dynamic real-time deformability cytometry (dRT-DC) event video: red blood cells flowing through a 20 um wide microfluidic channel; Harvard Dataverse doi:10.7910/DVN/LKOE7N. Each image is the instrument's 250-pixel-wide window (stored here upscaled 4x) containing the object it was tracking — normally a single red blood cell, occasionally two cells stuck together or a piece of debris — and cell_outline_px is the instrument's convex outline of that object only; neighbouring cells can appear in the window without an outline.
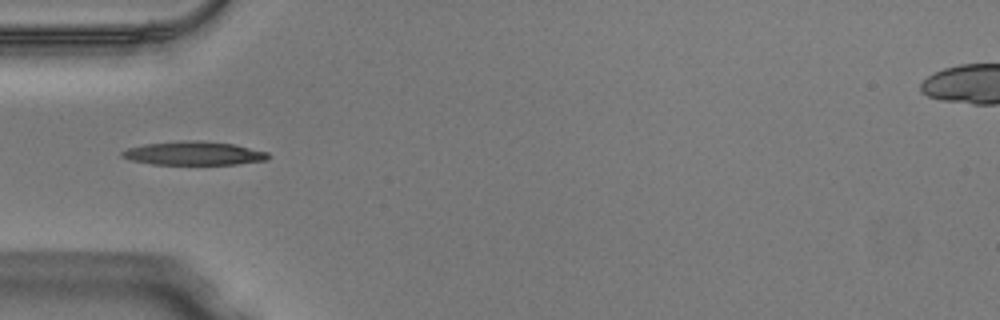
{"species": "Egyptian fruit bat (a non-hibernating species)", "species_latin": "Rousettus aegyptiacus", "temperature_condition": "warm", "stored_images_in_passage": 34, "camera_frame_rate_fps": 3000, "um_per_image_px": 0.085, "animal": {"sex": "male"}, "frame": {"image": 1, "passage_image": 1, "time_ms": 0.0, "image_size_px": [1000, 320], "cell_outline_px": [[268, 160], [236, 164], [152, 164], [128, 160], [120, 156], [120, 152], [128, 148], [144, 144], [188, 140], [200, 140], [232, 144], [268, 152]], "centroid_in_image_um": [16.42, 13.03], "position_along_channel_um": 68.6, "area_um2": 20.06}}
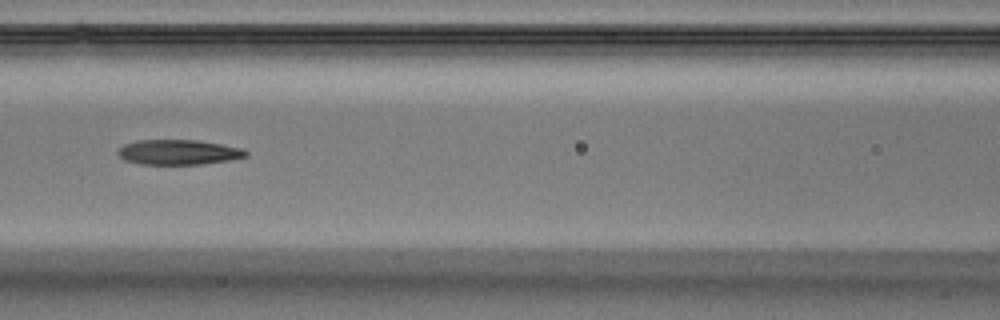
{"frame": {"image": 2, "passage_image": 7, "time_ms": 2.0, "image_size_px": [1000, 320], "cell_outline_px": [[248, 156], [228, 160], [200, 164], [140, 164], [124, 160], [116, 152], [124, 144], [136, 140], [196, 140], [244, 148], [248, 152]], "centroid_in_image_um": [15.16, 12.93], "position_along_channel_um": 151.4, "area_um2": 18.61}}
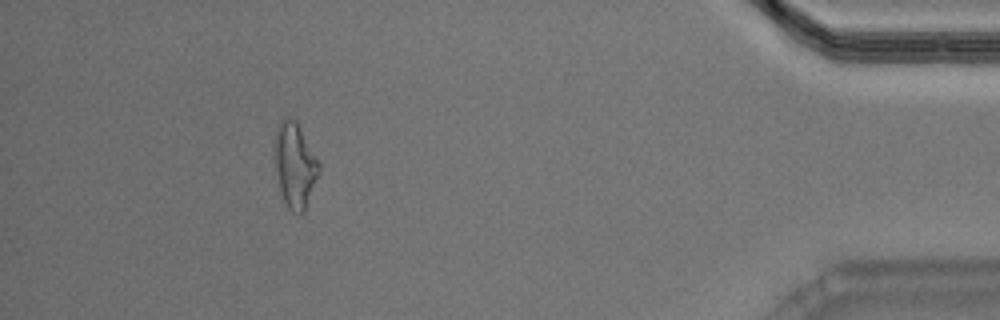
{"frame": {"image": 3, "passage_image": 30, "time_ms": 9.667, "image_size_px": [1000, 320], "cell_outline_px": [[320, 172], [304, 212], [292, 212], [288, 208], [284, 200], [280, 188], [276, 172], [276, 128], [280, 120], [296, 120], [320, 164]], "centroid_in_image_um": [25.09, 14.07], "position_along_channel_um": 410.1, "area_um2": 21.27}, "authors_computed_cell_mechanics": {"area_um2": 19.2763, "velocity_mm_per_s": 4.0991, "shape_relaxation_time_tau1_ms": 9.4619, "shape_relaxation_time_tau2_ms": 5.1262, "deformation_change_tau1": 0.2703, "deformation_change_tau2": 0.1663}}